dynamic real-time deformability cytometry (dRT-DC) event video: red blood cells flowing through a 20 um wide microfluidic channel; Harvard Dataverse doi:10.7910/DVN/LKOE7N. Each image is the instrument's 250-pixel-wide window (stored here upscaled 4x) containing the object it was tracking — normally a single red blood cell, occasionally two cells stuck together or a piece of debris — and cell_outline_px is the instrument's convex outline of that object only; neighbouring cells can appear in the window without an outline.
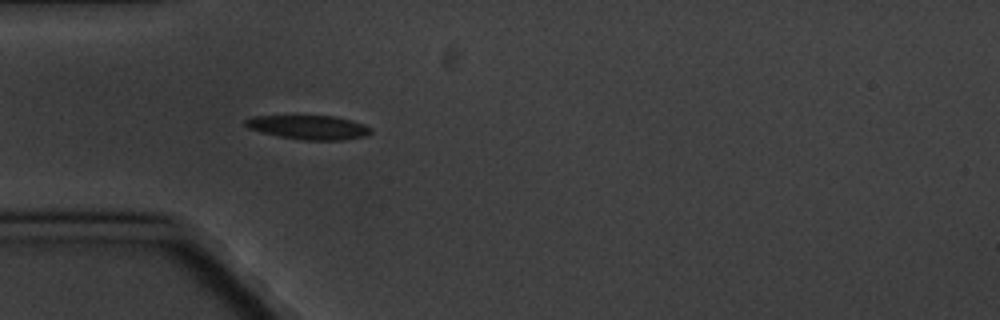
{"species": "common noctule bat (a hibernating species)", "species_latin": "Nyctalus noctula", "temperature_condition": "cold", "stored_images_in_passage": 5, "camera_frame_rate_fps": 3000, "um_per_image_px": 0.085, "animal": {"sex": "male", "body_mass_g": 20.1, "forearm_length_mm": 53.5}, "frame": {"image": 1, "passage_image": 5, "time_ms": 5.667, "image_size_px": [1000, 320], "cell_outline_px": [[372, 132], [364, 136], [340, 140], [304, 140], [280, 136], [260, 132], [248, 128], [244, 124], [244, 120], [252, 116], [336, 116], [352, 120], [364, 124], [372, 128]], "centroid_in_image_um": [26.24, 10.81], "position_along_channel_um": 58.8, "area_um2": 17.57}}